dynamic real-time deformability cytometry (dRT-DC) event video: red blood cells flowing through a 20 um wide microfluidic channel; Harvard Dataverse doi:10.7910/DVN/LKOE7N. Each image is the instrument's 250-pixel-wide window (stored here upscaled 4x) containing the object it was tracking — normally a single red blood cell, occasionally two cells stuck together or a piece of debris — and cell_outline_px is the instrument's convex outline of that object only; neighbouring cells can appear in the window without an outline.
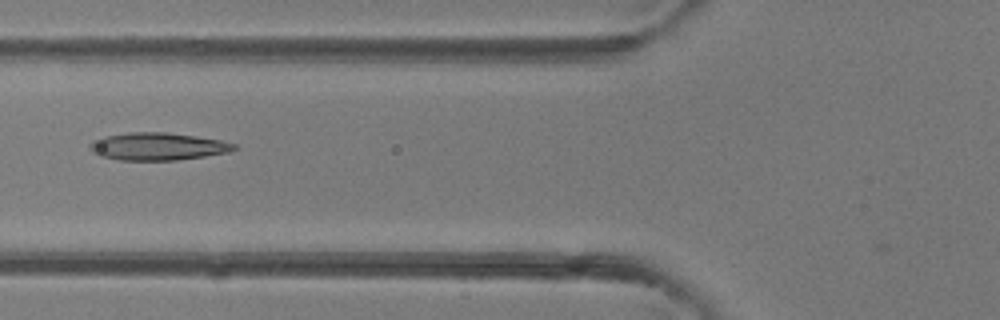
{"species": "common noctule bat (a hibernating species)", "species_latin": "Nyctalus noctula", "temperature_condition": "room temperature", "stored_images_in_passage": 4, "camera_frame_rate_fps": 3000, "um_per_image_px": 0.085, "animal": {"sex": "female"}, "frame": {"image": 1, "passage_image": 4, "time_ms": 4.0, "image_size_px": [1000, 320], "cell_outline_px": [[236, 148], [228, 152], [204, 156], [176, 160], [120, 160], [100, 156], [92, 152], [88, 148], [88, 144], [92, 140], [104, 136], [128, 132], [168, 132], [196, 136], [220, 140], [236, 144]], "centroid_in_image_um": [13.35, 12.44], "position_along_channel_um": 112.5, "area_um2": 23.24}}